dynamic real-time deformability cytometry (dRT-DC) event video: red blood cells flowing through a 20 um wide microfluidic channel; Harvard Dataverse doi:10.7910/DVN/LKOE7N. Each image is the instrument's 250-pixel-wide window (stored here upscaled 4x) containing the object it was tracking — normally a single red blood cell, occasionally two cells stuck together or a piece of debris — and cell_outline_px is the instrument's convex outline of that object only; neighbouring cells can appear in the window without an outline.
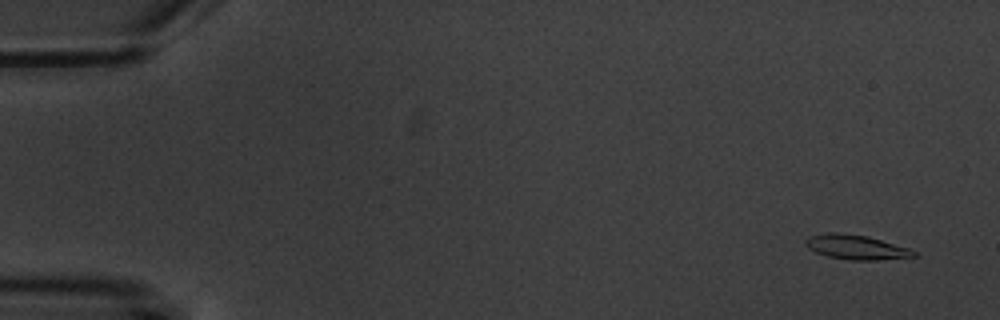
{"species": "common noctule bat (a hibernating species)", "species_latin": "Nyctalus noctula", "temperature_condition": "warm", "stored_images_in_passage": 5, "camera_frame_rate_fps": 3000, "um_per_image_px": 0.085, "animal": {"sex": "male", "body_mass_g": 20.1, "forearm_length_mm": 53.5}, "frame": {"image": 1, "passage_image": 1, "time_ms": 0.0, "image_size_px": [1000, 320], "cell_outline_px": [[920, 256], [876, 260], [848, 260], [828, 256], [816, 252], [808, 248], [804, 244], [804, 240], [808, 236], [828, 232], [840, 232], [868, 236], [912, 248]], "centroid_in_image_um": [72.8, 21.0], "position_along_channel_um": 12.2, "area_um2": 15.84}}
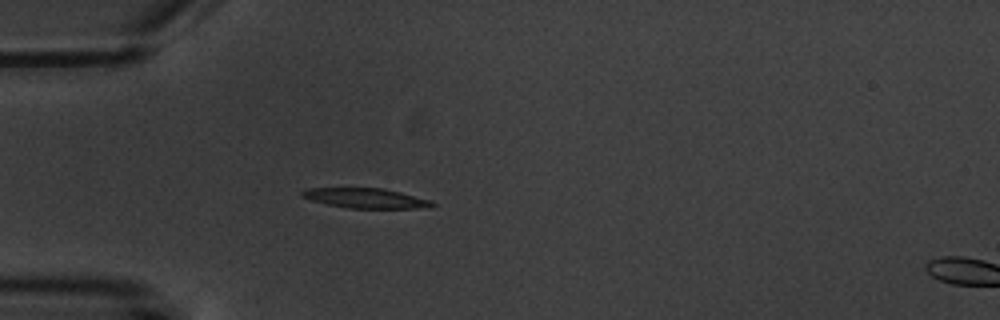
{"frame": {"image": 2, "passage_image": 4, "time_ms": 4.667, "image_size_px": [1000, 320], "cell_outline_px": [[436, 204], [432, 208], [348, 208], [328, 204], [312, 200], [300, 196], [300, 192], [308, 188], [384, 188], [432, 200]], "centroid_in_image_um": [31.14, 16.84], "position_along_channel_um": 53.9, "area_um2": 15.14}}